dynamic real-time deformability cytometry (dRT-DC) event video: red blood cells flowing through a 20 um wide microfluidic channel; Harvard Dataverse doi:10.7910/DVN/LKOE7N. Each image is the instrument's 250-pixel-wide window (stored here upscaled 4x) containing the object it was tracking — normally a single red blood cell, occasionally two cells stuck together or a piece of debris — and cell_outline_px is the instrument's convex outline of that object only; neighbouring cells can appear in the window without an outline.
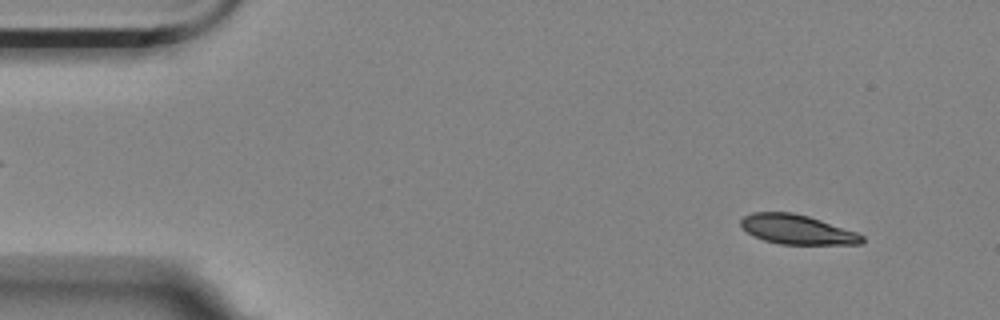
{"species": "Egyptian fruit bat (a non-hibernating species)", "species_latin": "Rousettus aegyptiacus", "temperature_condition": "room temperature", "stored_images_in_passage": 56, "camera_frame_rate_fps": 3000, "um_per_image_px": 0.085, "animal": {"sex": "female"}, "frame": {"image": 1, "passage_image": 4, "time_ms": 1.0, "image_size_px": [1000, 320], "cell_outline_px": [[864, 240], [860, 244], [780, 244], [764, 240], [748, 232], [740, 224], [740, 220], [744, 216], [752, 212], [792, 212], [808, 216], [856, 232], [864, 236]], "centroid_in_image_um": [67.75, 19.5], "position_along_channel_um": 17.3, "area_um2": 20.58}}
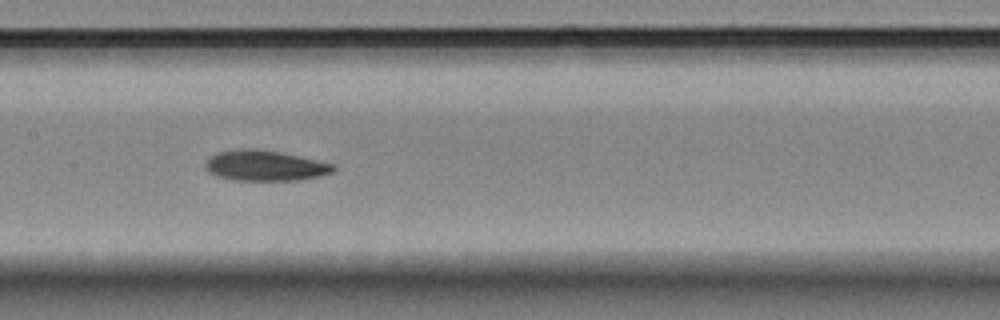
{"frame": {"image": 2, "passage_image": 26, "time_ms": 8.333, "image_size_px": [1000, 320], "cell_outline_px": [[336, 168], [332, 172], [320, 176], [300, 180], [236, 180], [216, 176], [208, 172], [204, 168], [204, 164], [216, 152], [240, 148], [260, 148], [280, 152], [336, 164]], "centroid_in_image_um": [22.52, 14.07], "position_along_channel_um": 184.9, "area_um2": 22.95}}
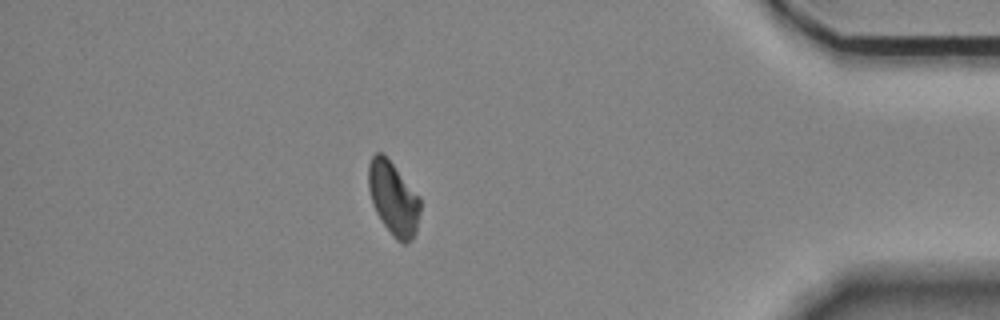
{"frame": {"image": 3, "passage_image": 48, "time_ms": 15.667, "image_size_px": [1000, 320], "cell_outline_px": [[420, 212], [416, 232], [412, 240], [404, 244], [396, 240], [392, 236], [380, 220], [372, 204], [368, 188], [368, 164], [372, 156], [376, 152], [384, 152], [420, 196]], "centroid_in_image_um": [33.43, 16.85], "position_along_channel_um": 401.8, "area_um2": 22.66}, "authors_computed_cell_mechanics": {"area_um2": 22.5709, "velocity_mm_per_s": 3.5198, "shape_relaxation_time_tau1_ms": 5.3232, "shape_relaxation_time_tau2_ms": 3.2185, "deformation_change_tau1": 0.1338, "deformation_change_tau2": 0.0702}}